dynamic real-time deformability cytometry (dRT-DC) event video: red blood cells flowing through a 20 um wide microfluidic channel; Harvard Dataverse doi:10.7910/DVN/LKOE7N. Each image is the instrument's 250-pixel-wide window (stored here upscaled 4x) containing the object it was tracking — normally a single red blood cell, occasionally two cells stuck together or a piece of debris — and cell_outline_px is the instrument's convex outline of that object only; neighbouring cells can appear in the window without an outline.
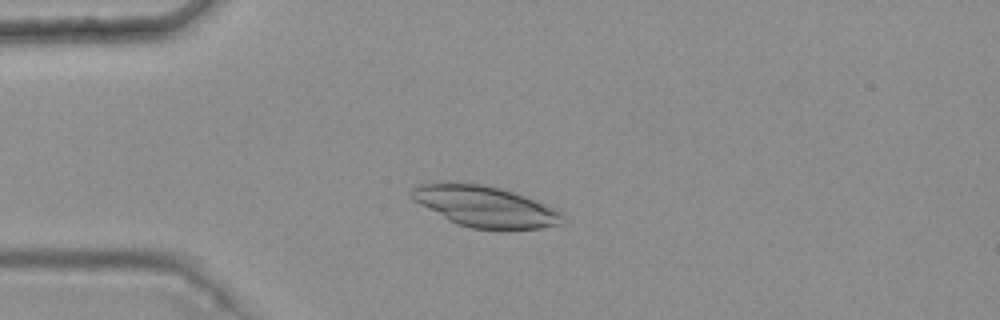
{"species": "common noctule bat (a hibernating species)", "species_latin": "Nyctalus noctula", "temperature_condition": "warm", "stored_images_in_passage": 6, "camera_frame_rate_fps": 3000, "um_per_image_px": 0.085, "animal": {"sex": "female", "body_mass_g": 25.1}, "frame": {"image": 1, "passage_image": 3, "time_ms": 0.667, "image_size_px": [1000, 320], "cell_outline_px": [[560, 224], [540, 228], [472, 228], [456, 224], [448, 220], [412, 200], [408, 192], [416, 184], [440, 180], [448, 180], [480, 184], [500, 188], [524, 196], [556, 208], [560, 212]], "centroid_in_image_um": [41.07, 17.49], "position_along_channel_um": 43.9, "area_um2": 36.07}}
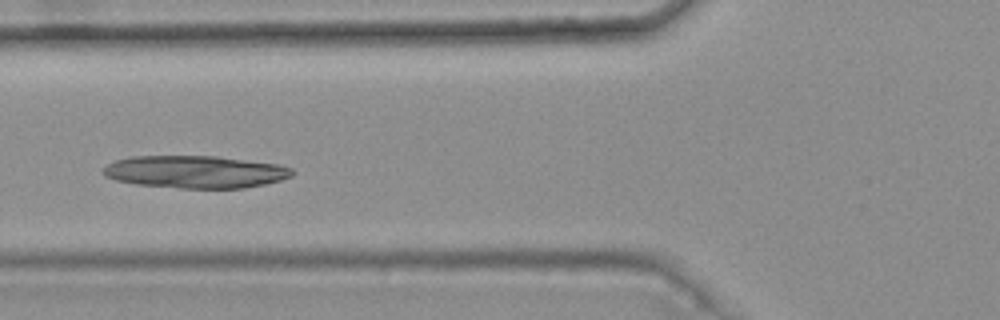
{"frame": {"image": 2, "passage_image": 5, "time_ms": 1.333, "image_size_px": [1000, 320], "cell_outline_px": [[296, 172], [292, 176], [280, 180], [264, 184], [244, 188], [180, 188], [136, 184], [116, 180], [104, 176], [100, 172], [108, 164], [116, 160], [132, 156], [216, 156], [276, 164], [292, 168]], "centroid_in_image_um": [16.59, 14.61], "position_along_channel_um": 109.2, "area_um2": 35.72}}
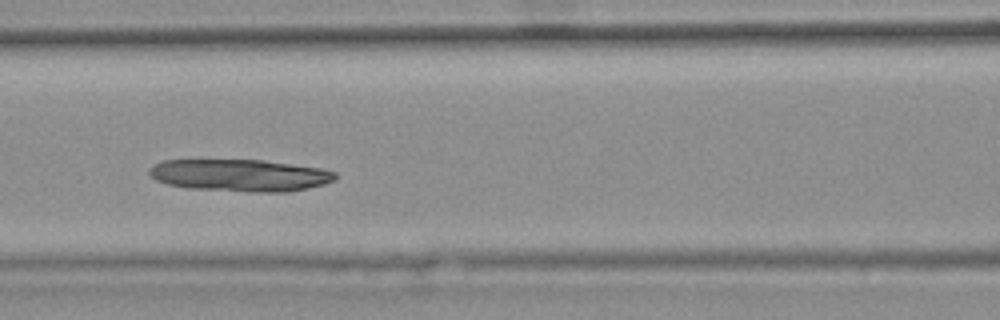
{"frame": {"image": 3, "passage_image": 6, "time_ms": 1.667, "image_size_px": [1000, 320], "cell_outline_px": [[336, 180], [324, 184], [308, 188], [288, 192], [252, 192], [188, 188], [168, 184], [156, 180], [148, 172], [148, 168], [152, 164], [164, 160], [264, 160], [324, 168], [336, 172]], "centroid_in_image_um": [20.43, 14.9], "position_along_channel_um": 146.2, "area_um2": 35.08}}